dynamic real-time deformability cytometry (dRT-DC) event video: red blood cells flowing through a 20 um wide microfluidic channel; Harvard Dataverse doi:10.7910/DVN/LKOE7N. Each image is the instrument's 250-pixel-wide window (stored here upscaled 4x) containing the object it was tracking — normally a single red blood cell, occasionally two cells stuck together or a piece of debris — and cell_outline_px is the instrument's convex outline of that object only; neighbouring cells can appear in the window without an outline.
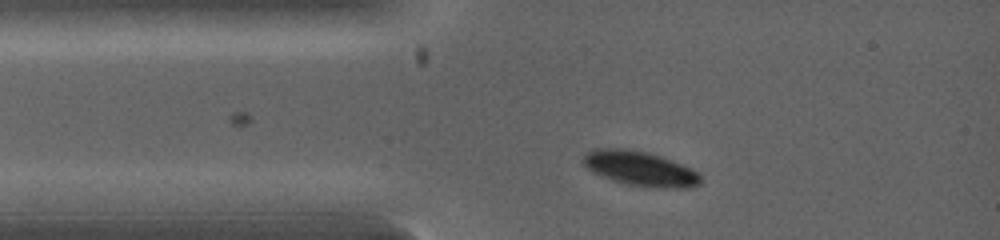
{"species": "common noctule bat (a hibernating species)", "species_latin": "Nyctalus noctula", "temperature_condition": "warm", "stored_images_in_passage": 4, "camera_frame_rate_fps": 5000, "um_per_image_px": 0.085, "animal": {"sex": "female", "body_mass_g": 19.0, "forearm_length_mm": 53.3}, "frame": {"image": 1, "passage_image": 1, "time_ms": 0.0, "image_size_px": [1000, 240], "cell_outline_px": [[700, 184], [692, 188], [664, 188], [628, 184], [592, 172], [584, 164], [584, 156], [588, 152], [596, 148], [624, 148], [648, 152], [660, 156], [680, 164], [696, 172], [700, 176]], "centroid_in_image_um": [54.42, 14.32], "position_along_channel_um": 30.6, "area_um2": 23.18}}
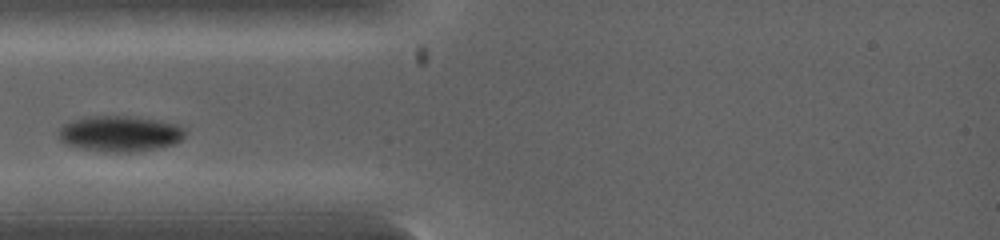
{"frame": {"image": 2, "passage_image": 3, "time_ms": 1.0, "image_size_px": [1000, 240], "cell_outline_px": [[188, 132], [176, 144], [128, 152], [116, 152], [84, 148], [68, 144], [60, 140], [60, 128], [64, 124], [72, 120], [88, 116], [136, 116], [160, 120], [176, 124], [184, 128]], "centroid_in_image_um": [10.25, 11.33], "position_along_channel_um": 74.8, "area_um2": 26.07}}